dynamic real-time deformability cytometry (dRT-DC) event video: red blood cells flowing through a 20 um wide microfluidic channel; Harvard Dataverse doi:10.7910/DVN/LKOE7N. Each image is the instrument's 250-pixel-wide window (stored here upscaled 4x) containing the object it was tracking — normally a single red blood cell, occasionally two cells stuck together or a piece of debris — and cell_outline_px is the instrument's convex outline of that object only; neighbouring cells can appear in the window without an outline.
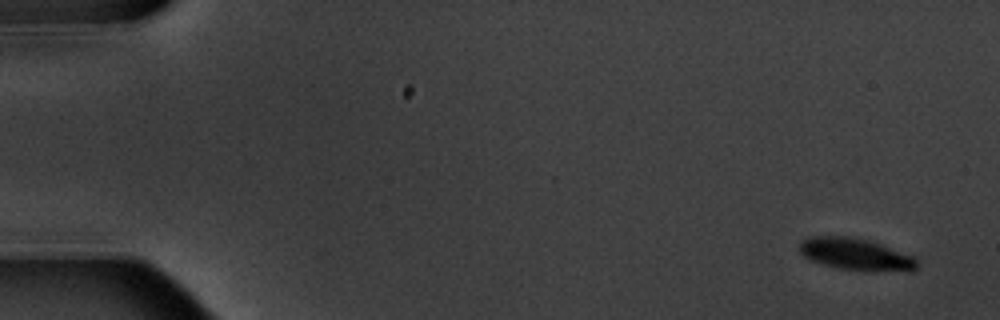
{"species": "common noctule bat (a hibernating species)", "species_latin": "Nyctalus noctula", "temperature_condition": "warm", "stored_images_in_passage": 6, "camera_frame_rate_fps": 3000, "um_per_image_px": 0.085, "animal": {"sex": "male", "body_mass_g": 20.1, "forearm_length_mm": 53.5}, "frame": {"image": 1, "passage_image": 1, "time_ms": 0.0, "image_size_px": [1000, 320], "cell_outline_px": [[916, 268], [912, 272], [908, 272], [840, 268], [824, 264], [812, 260], [804, 256], [800, 252], [800, 244], [804, 240], [812, 236], [848, 236], [868, 240], [880, 244], [912, 256], [916, 260]], "centroid_in_image_um": [72.75, 21.6], "position_along_channel_um": 12.2, "area_um2": 21.27}}
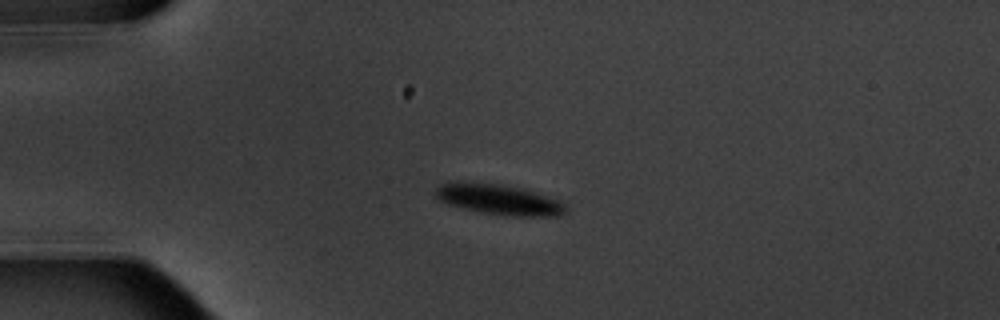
{"frame": {"image": 2, "passage_image": 4, "time_ms": 4.0, "image_size_px": [1000, 320], "cell_outline_px": [[568, 212], [564, 216], [500, 216], [464, 208], [448, 204], [440, 200], [436, 196], [436, 188], [440, 184], [456, 180], [500, 184], [524, 188], [560, 200], [568, 204]], "centroid_in_image_um": [42.48, 16.95], "position_along_channel_um": 42.5, "area_um2": 23.76}}
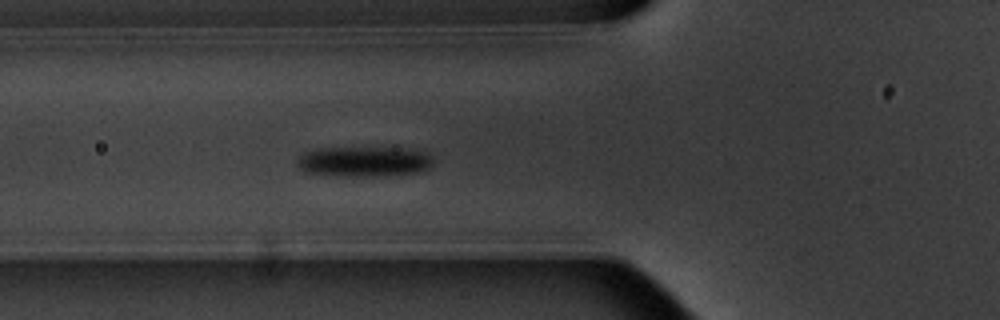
{"frame": {"image": 3, "passage_image": 6, "time_ms": 6.333, "image_size_px": [1000, 320], "cell_outline_px": [[432, 164], [424, 172], [384, 176], [348, 176], [304, 172], [296, 164], [300, 156], [304, 152], [320, 148], [396, 148], [424, 152], [432, 156]], "centroid_in_image_um": [30.96, 13.74], "position_along_channel_um": 94.8, "area_um2": 23.87}}